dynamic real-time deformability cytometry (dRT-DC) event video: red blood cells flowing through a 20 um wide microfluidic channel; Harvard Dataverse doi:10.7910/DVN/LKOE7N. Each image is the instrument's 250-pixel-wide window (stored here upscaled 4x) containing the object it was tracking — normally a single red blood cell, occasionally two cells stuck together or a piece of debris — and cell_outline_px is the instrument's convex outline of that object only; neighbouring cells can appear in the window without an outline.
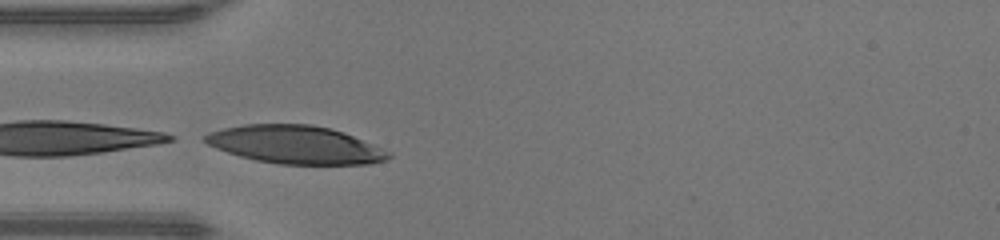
{"species": "human", "species_latin": "Homo sapiens", "temperature_condition": "warm", "stored_images_in_passage": 8, "camera_frame_rate_fps": 3000, "um_per_image_px": 0.085, "donor": {"sex": "male"}, "frame": {"image": 1, "passage_image": 4, "time_ms": 1.0, "image_size_px": [1000, 240], "cell_outline_px": [[392, 156], [388, 160], [368, 164], [280, 164], [256, 160], [240, 156], [216, 148], [208, 144], [204, 140], [204, 136], [208, 132], [224, 128], [244, 124], [312, 124], [344, 132], [392, 152]], "centroid_in_image_um": [25.14, 12.3], "position_along_channel_um": 59.9, "area_um2": 40.63}}